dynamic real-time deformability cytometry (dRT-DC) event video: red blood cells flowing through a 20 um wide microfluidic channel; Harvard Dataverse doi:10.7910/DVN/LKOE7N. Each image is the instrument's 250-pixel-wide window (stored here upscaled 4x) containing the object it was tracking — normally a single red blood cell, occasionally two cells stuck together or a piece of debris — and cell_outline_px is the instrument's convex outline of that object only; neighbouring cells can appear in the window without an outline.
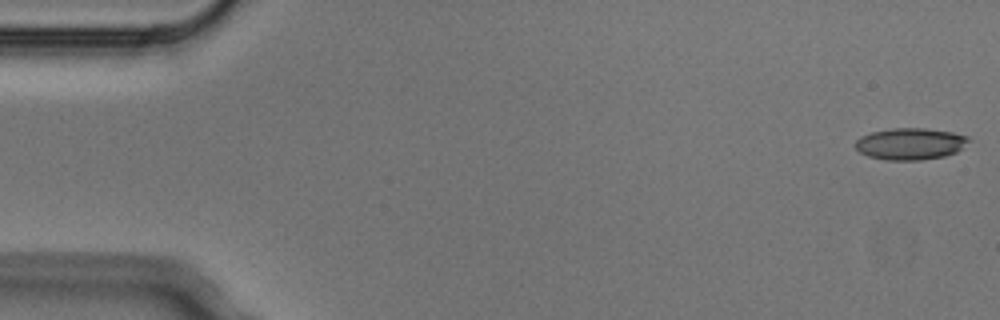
{"species": "Egyptian fruit bat (a non-hibernating species)", "species_latin": "Rousettus aegyptiacus", "temperature_condition": "cold", "stored_images_in_passage": 8, "camera_frame_rate_fps": 3000, "um_per_image_px": 0.085, "animal": {"sex": "male"}, "frame": {"image": 1, "passage_image": 1, "time_ms": 0.0, "image_size_px": [1000, 320], "cell_outline_px": [[972, 140], [956, 152], [944, 156], [920, 160], [888, 160], [868, 156], [860, 152], [856, 148], [856, 140], [860, 136], [872, 132], [892, 128], [924, 128], [952, 132], [968, 136]], "centroid_in_image_um": [77.39, 12.22], "position_along_channel_um": 7.6, "area_um2": 20.92}}
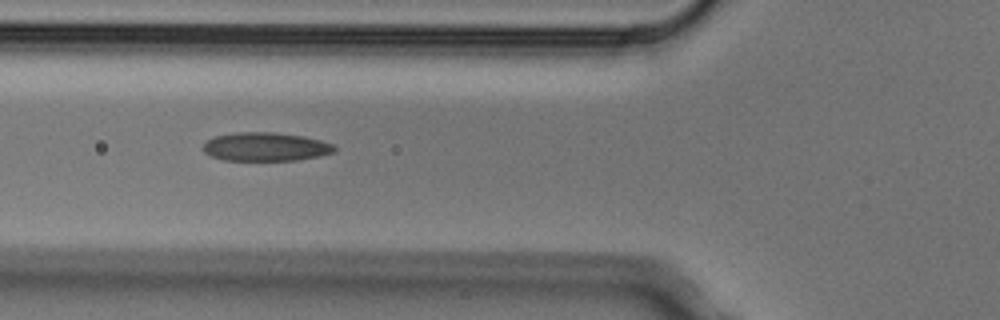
{"frame": {"image": 2, "passage_image": 5, "time_ms": 1.333, "image_size_px": [1000, 320], "cell_outline_px": [[336, 152], [320, 156], [300, 160], [224, 160], [212, 156], [204, 152], [204, 144], [208, 140], [216, 136], [236, 132], [272, 132], [304, 136], [320, 140], [332, 144], [336, 148]], "centroid_in_image_um": [22.62, 12.48], "position_along_channel_um": 103.2, "area_um2": 21.85}}
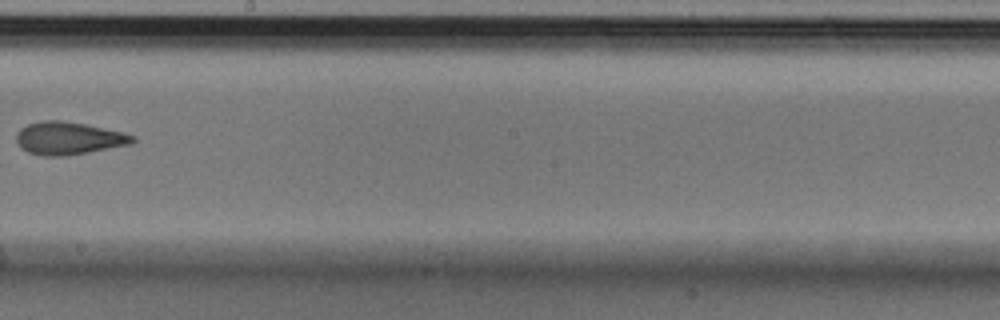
{"frame": {"image": 3, "passage_image": 8, "time_ms": 2.333, "image_size_px": [1000, 320], "cell_outline_px": [[136, 140], [132, 144], [88, 152], [64, 156], [40, 156], [28, 152], [20, 148], [16, 140], [16, 132], [20, 128], [28, 124], [44, 120], [60, 120], [84, 124], [124, 132], [136, 136]], "centroid_in_image_um": [5.82, 11.75], "position_along_channel_um": 242.4, "area_um2": 22.31}}